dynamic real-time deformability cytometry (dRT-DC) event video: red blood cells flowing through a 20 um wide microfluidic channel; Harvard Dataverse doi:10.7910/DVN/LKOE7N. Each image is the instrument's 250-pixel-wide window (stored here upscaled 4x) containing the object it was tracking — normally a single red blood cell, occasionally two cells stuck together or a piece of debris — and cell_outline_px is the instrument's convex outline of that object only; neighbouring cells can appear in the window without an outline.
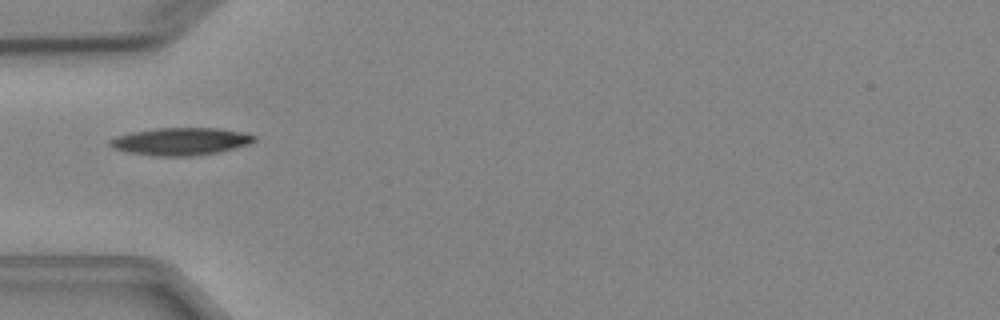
{"species": "Egyptian fruit bat (a non-hibernating species)", "species_latin": "Rousettus aegyptiacus", "temperature_condition": "cold", "stored_images_in_passage": 1, "camera_frame_rate_fps": 3000, "um_per_image_px": 0.085, "animal": {"sex": "female"}, "frame": {"image": 1, "passage_image": 1, "time_ms": 0.0, "image_size_px": [1000, 320], "cell_outline_px": [[256, 140], [252, 144], [220, 152], [196, 156], [156, 156], [128, 152], [112, 148], [108, 144], [108, 140], [116, 136], [132, 132], [156, 128], [220, 128], [248, 132], [256, 136]], "centroid_in_image_um": [15.42, 12.02], "position_along_channel_um": 69.6, "area_um2": 23.58}}